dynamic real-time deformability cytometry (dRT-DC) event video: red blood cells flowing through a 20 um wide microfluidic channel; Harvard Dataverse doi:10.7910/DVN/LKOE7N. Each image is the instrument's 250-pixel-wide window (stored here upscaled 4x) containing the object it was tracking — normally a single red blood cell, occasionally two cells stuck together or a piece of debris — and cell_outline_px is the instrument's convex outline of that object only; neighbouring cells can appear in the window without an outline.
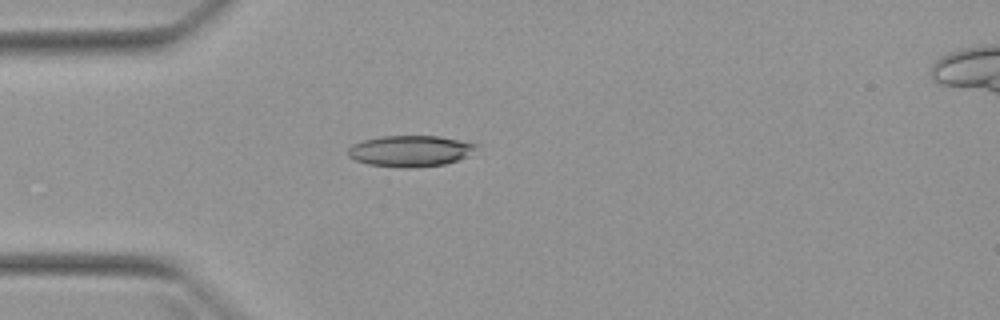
{"species": "Egyptian fruit bat (a non-hibernating species)", "species_latin": "Rousettus aegyptiacus", "temperature_condition": "warm", "stored_images_in_passage": 1, "camera_frame_rate_fps": 3000, "um_per_image_px": 0.085, "animal": {"sex": "female"}, "frame": {"image": 1, "passage_image": 1, "time_ms": 0.0, "image_size_px": [1000, 320], "cell_outline_px": [[480, 144], [468, 156], [444, 164], [412, 168], [404, 168], [368, 164], [356, 160], [348, 156], [348, 148], [352, 144], [364, 140], [380, 136], [440, 136]], "centroid_in_image_um": [34.88, 12.83], "position_along_channel_um": 50.1, "area_um2": 23.29}}